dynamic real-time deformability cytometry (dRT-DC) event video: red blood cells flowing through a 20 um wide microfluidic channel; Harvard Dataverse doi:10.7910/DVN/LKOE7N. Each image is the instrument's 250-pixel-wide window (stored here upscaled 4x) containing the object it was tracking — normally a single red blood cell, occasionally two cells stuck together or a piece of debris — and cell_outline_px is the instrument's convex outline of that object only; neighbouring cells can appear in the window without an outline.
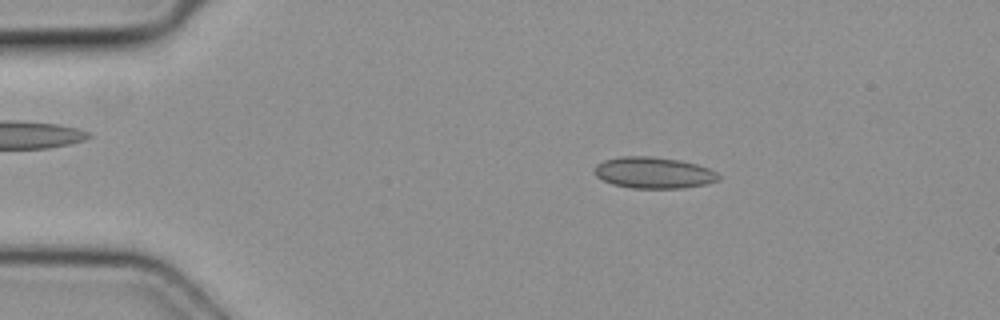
{"species": "common noctule bat (a hibernating species)", "species_latin": "Nyctalus noctula", "temperature_condition": "cold", "stored_images_in_passage": 4, "camera_frame_rate_fps": 3000, "um_per_image_px": 0.085, "animal": {"sex": "female", "body_mass_g": 19.3, "forearm_length_mm": 54.1}, "frame": {"image": 1, "passage_image": 1, "time_ms": 0.0, "image_size_px": [1000, 320], "cell_outline_px": [[720, 180], [704, 184], [680, 188], [632, 188], [612, 184], [596, 176], [596, 164], [604, 160], [620, 156], [652, 156], [680, 160], [696, 164], [708, 168], [716, 172], [720, 176]], "centroid_in_image_um": [55.56, 14.67], "position_along_channel_um": 29.4, "area_um2": 22.54}}
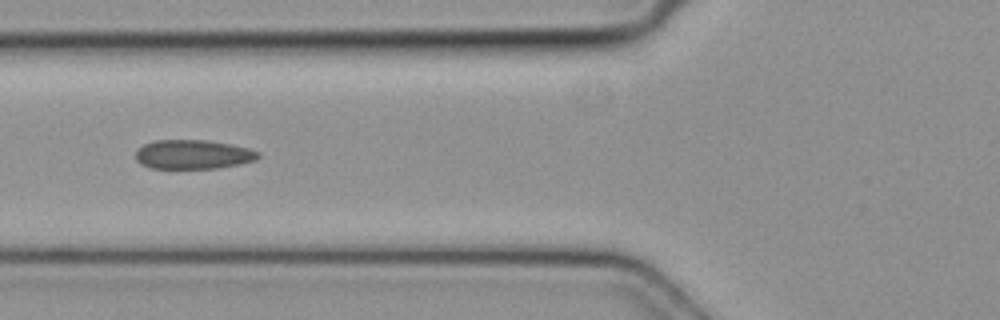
{"frame": {"image": 2, "passage_image": 3, "time_ms": 0.667, "image_size_px": [1000, 320], "cell_outline_px": [[260, 156], [256, 160], [240, 164], [216, 168], [152, 168], [140, 164], [136, 160], [136, 152], [144, 144], [156, 140], [208, 140], [232, 144], [248, 148], [260, 152]], "centroid_in_image_um": [16.44, 13.12], "position_along_channel_um": 109.4, "area_um2": 20.87}}
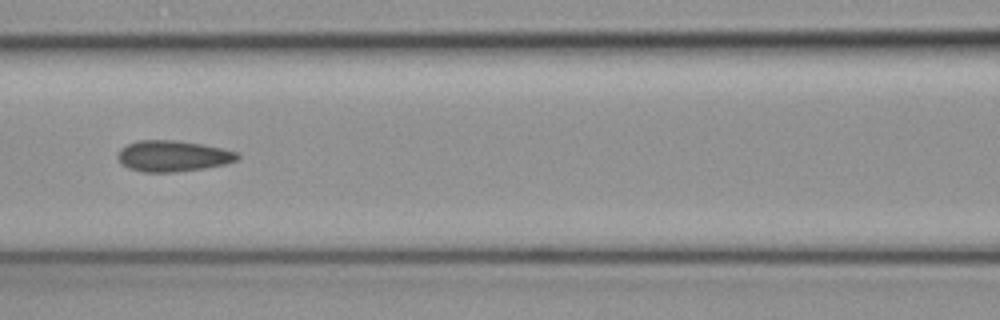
{"frame": {"image": 3, "passage_image": 4, "time_ms": 1.0, "image_size_px": [1000, 320], "cell_outline_px": [[240, 156], [236, 160], [224, 164], [204, 168], [172, 172], [144, 172], [128, 168], [120, 164], [116, 156], [120, 148], [136, 140], [176, 140], [200, 144], [220, 148], [236, 152]], "centroid_in_image_um": [14.62, 13.26], "position_along_channel_um": 152.0, "area_um2": 21.56}}